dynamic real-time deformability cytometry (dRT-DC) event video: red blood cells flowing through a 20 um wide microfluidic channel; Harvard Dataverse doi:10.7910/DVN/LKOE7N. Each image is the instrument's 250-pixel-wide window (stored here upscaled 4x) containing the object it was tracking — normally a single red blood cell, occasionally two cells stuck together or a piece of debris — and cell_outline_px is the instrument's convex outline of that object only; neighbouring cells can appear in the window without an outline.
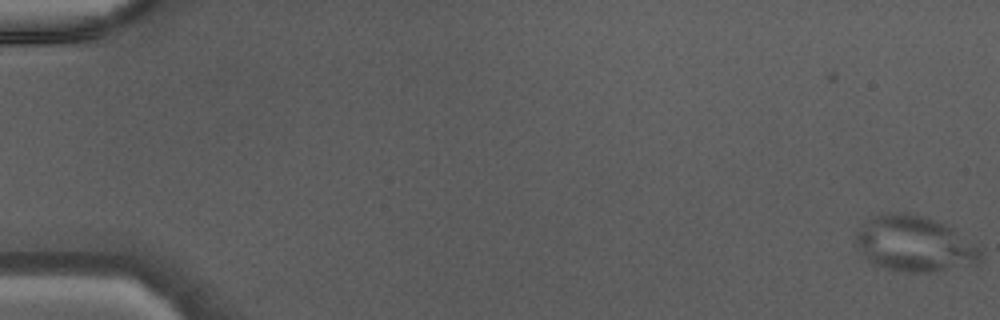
{"species": "Egyptian fruit bat (a non-hibernating species)", "species_latin": "Rousettus aegyptiacus", "temperature_condition": "warm", "stored_images_in_passage": 47, "camera_frame_rate_fps": 3000, "um_per_image_px": 0.085, "animal": {"sex": "male"}, "frame": {"image": 1, "passage_image": 1, "time_ms": 0.0, "image_size_px": [1000, 320], "cell_outline_px": [[980, 260], [972, 264], [936, 272], [892, 272], [872, 264], [860, 256], [856, 248], [856, 232], [872, 216], [900, 212], [904, 212], [920, 216], [944, 224], [952, 228], [976, 244], [980, 248]], "centroid_in_image_um": [77.66, 20.77], "position_along_channel_um": 7.3, "area_um2": 40.58}}
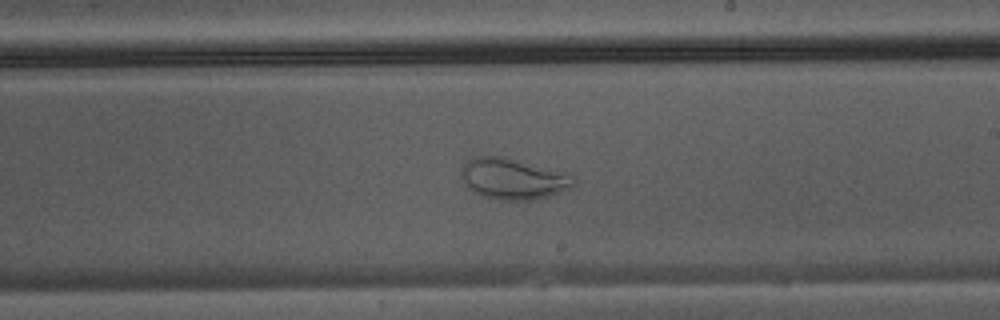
{"frame": {"image": 2, "passage_image": 29, "time_ms": 9.333, "image_size_px": [1000, 320], "cell_outline_px": [[576, 184], [548, 196], [532, 200], [500, 200], [480, 196], [472, 192], [468, 188], [460, 172], [464, 164], [468, 160], [476, 156], [500, 156], [568, 172], [576, 180]], "centroid_in_image_um": [43.6, 15.2], "position_along_channel_um": 245.4, "area_um2": 26.82}}
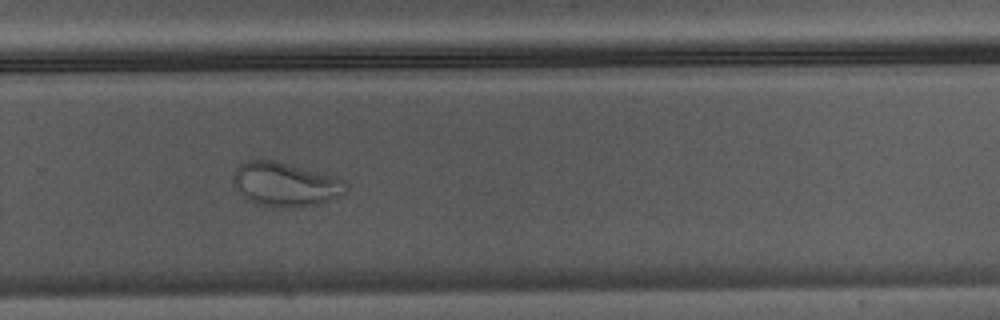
{"frame": {"image": 3, "passage_image": 33, "time_ms": 10.667, "image_size_px": [1000, 320], "cell_outline_px": [[348, 184], [344, 192], [332, 200], [320, 204], [304, 208], [288, 208], [256, 204], [244, 200], [236, 188], [232, 180], [232, 176], [236, 168], [244, 160], [276, 160], [336, 176], [344, 180]], "centroid_in_image_um": [24.24, 15.68], "position_along_channel_um": 305.6, "area_um2": 29.65}}